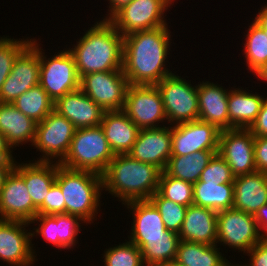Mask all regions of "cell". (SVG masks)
<instances>
[{
	"label": "cell",
	"mask_w": 267,
	"mask_h": 266,
	"mask_svg": "<svg viewBox=\"0 0 267 266\" xmlns=\"http://www.w3.org/2000/svg\"><path fill=\"white\" fill-rule=\"evenodd\" d=\"M169 31L161 26L123 37L122 70L129 85H156L172 74L166 64L172 43Z\"/></svg>",
	"instance_id": "cell-1"
},
{
	"label": "cell",
	"mask_w": 267,
	"mask_h": 266,
	"mask_svg": "<svg viewBox=\"0 0 267 266\" xmlns=\"http://www.w3.org/2000/svg\"><path fill=\"white\" fill-rule=\"evenodd\" d=\"M92 26L68 49L79 78L95 72L122 70L124 36L103 18Z\"/></svg>",
	"instance_id": "cell-2"
},
{
	"label": "cell",
	"mask_w": 267,
	"mask_h": 266,
	"mask_svg": "<svg viewBox=\"0 0 267 266\" xmlns=\"http://www.w3.org/2000/svg\"><path fill=\"white\" fill-rule=\"evenodd\" d=\"M161 172L156 165L133 159L129 154L114 155L102 174L103 190L122 204L149 200L158 191Z\"/></svg>",
	"instance_id": "cell-3"
},
{
	"label": "cell",
	"mask_w": 267,
	"mask_h": 266,
	"mask_svg": "<svg viewBox=\"0 0 267 266\" xmlns=\"http://www.w3.org/2000/svg\"><path fill=\"white\" fill-rule=\"evenodd\" d=\"M55 183L63 193L65 213L79 216L86 225L94 223L101 208L102 175L69 169L57 163Z\"/></svg>",
	"instance_id": "cell-4"
},
{
	"label": "cell",
	"mask_w": 267,
	"mask_h": 266,
	"mask_svg": "<svg viewBox=\"0 0 267 266\" xmlns=\"http://www.w3.org/2000/svg\"><path fill=\"white\" fill-rule=\"evenodd\" d=\"M114 158L102 127L76 129L69 150L60 165L102 175Z\"/></svg>",
	"instance_id": "cell-5"
},
{
	"label": "cell",
	"mask_w": 267,
	"mask_h": 266,
	"mask_svg": "<svg viewBox=\"0 0 267 266\" xmlns=\"http://www.w3.org/2000/svg\"><path fill=\"white\" fill-rule=\"evenodd\" d=\"M195 85L178 76L176 72L156 84L162 95L167 123L170 126L198 120V89L197 84Z\"/></svg>",
	"instance_id": "cell-6"
},
{
	"label": "cell",
	"mask_w": 267,
	"mask_h": 266,
	"mask_svg": "<svg viewBox=\"0 0 267 266\" xmlns=\"http://www.w3.org/2000/svg\"><path fill=\"white\" fill-rule=\"evenodd\" d=\"M39 44L40 78L39 85L55 102L65 94L80 88L75 60L68 48L59 50L47 58Z\"/></svg>",
	"instance_id": "cell-7"
},
{
	"label": "cell",
	"mask_w": 267,
	"mask_h": 266,
	"mask_svg": "<svg viewBox=\"0 0 267 266\" xmlns=\"http://www.w3.org/2000/svg\"><path fill=\"white\" fill-rule=\"evenodd\" d=\"M175 0H133L117 10L108 21L123 36L135 31L168 26L165 12Z\"/></svg>",
	"instance_id": "cell-8"
},
{
	"label": "cell",
	"mask_w": 267,
	"mask_h": 266,
	"mask_svg": "<svg viewBox=\"0 0 267 266\" xmlns=\"http://www.w3.org/2000/svg\"><path fill=\"white\" fill-rule=\"evenodd\" d=\"M75 130L68 119L53 110L44 120L36 124L32 146L37 148L42 156L40 155V159L37 158L35 161L60 163L69 150Z\"/></svg>",
	"instance_id": "cell-9"
},
{
	"label": "cell",
	"mask_w": 267,
	"mask_h": 266,
	"mask_svg": "<svg viewBox=\"0 0 267 266\" xmlns=\"http://www.w3.org/2000/svg\"><path fill=\"white\" fill-rule=\"evenodd\" d=\"M122 111L140 130L159 128L167 122L162 95L156 85H129ZM160 122L164 125H158Z\"/></svg>",
	"instance_id": "cell-10"
},
{
	"label": "cell",
	"mask_w": 267,
	"mask_h": 266,
	"mask_svg": "<svg viewBox=\"0 0 267 266\" xmlns=\"http://www.w3.org/2000/svg\"><path fill=\"white\" fill-rule=\"evenodd\" d=\"M262 238L254 215L235 208L217 212V243L223 247L246 254Z\"/></svg>",
	"instance_id": "cell-11"
},
{
	"label": "cell",
	"mask_w": 267,
	"mask_h": 266,
	"mask_svg": "<svg viewBox=\"0 0 267 266\" xmlns=\"http://www.w3.org/2000/svg\"><path fill=\"white\" fill-rule=\"evenodd\" d=\"M128 86L123 70L95 72L80 78V89L104 111L123 110Z\"/></svg>",
	"instance_id": "cell-12"
},
{
	"label": "cell",
	"mask_w": 267,
	"mask_h": 266,
	"mask_svg": "<svg viewBox=\"0 0 267 266\" xmlns=\"http://www.w3.org/2000/svg\"><path fill=\"white\" fill-rule=\"evenodd\" d=\"M35 38L17 56L0 90V103H13L28 89L39 84V42Z\"/></svg>",
	"instance_id": "cell-13"
},
{
	"label": "cell",
	"mask_w": 267,
	"mask_h": 266,
	"mask_svg": "<svg viewBox=\"0 0 267 266\" xmlns=\"http://www.w3.org/2000/svg\"><path fill=\"white\" fill-rule=\"evenodd\" d=\"M254 139L255 136L248 128L220 131L218 154L227 162L235 177L257 172Z\"/></svg>",
	"instance_id": "cell-14"
},
{
	"label": "cell",
	"mask_w": 267,
	"mask_h": 266,
	"mask_svg": "<svg viewBox=\"0 0 267 266\" xmlns=\"http://www.w3.org/2000/svg\"><path fill=\"white\" fill-rule=\"evenodd\" d=\"M24 221L0 219V261L9 266H34L36 251ZM36 255V256H35Z\"/></svg>",
	"instance_id": "cell-15"
},
{
	"label": "cell",
	"mask_w": 267,
	"mask_h": 266,
	"mask_svg": "<svg viewBox=\"0 0 267 266\" xmlns=\"http://www.w3.org/2000/svg\"><path fill=\"white\" fill-rule=\"evenodd\" d=\"M219 134L215 125L201 120L173 125L171 156L218 151Z\"/></svg>",
	"instance_id": "cell-16"
},
{
	"label": "cell",
	"mask_w": 267,
	"mask_h": 266,
	"mask_svg": "<svg viewBox=\"0 0 267 266\" xmlns=\"http://www.w3.org/2000/svg\"><path fill=\"white\" fill-rule=\"evenodd\" d=\"M38 226L31 230L32 239L40 235L49 244H53L60 249H71L76 247L78 243L77 236L81 231L80 227L86 223L79 216L61 213L53 215H37L29 224H36ZM38 234V235H36ZM77 241V242H76Z\"/></svg>",
	"instance_id": "cell-17"
},
{
	"label": "cell",
	"mask_w": 267,
	"mask_h": 266,
	"mask_svg": "<svg viewBox=\"0 0 267 266\" xmlns=\"http://www.w3.org/2000/svg\"><path fill=\"white\" fill-rule=\"evenodd\" d=\"M37 215L24 179L12 169L0 189V219L30 223Z\"/></svg>",
	"instance_id": "cell-18"
},
{
	"label": "cell",
	"mask_w": 267,
	"mask_h": 266,
	"mask_svg": "<svg viewBox=\"0 0 267 266\" xmlns=\"http://www.w3.org/2000/svg\"><path fill=\"white\" fill-rule=\"evenodd\" d=\"M172 149V126L141 129L128 153L133 159L165 170Z\"/></svg>",
	"instance_id": "cell-19"
},
{
	"label": "cell",
	"mask_w": 267,
	"mask_h": 266,
	"mask_svg": "<svg viewBox=\"0 0 267 266\" xmlns=\"http://www.w3.org/2000/svg\"><path fill=\"white\" fill-rule=\"evenodd\" d=\"M54 110L68 119L75 129L99 126L105 113L80 88L57 99Z\"/></svg>",
	"instance_id": "cell-20"
},
{
	"label": "cell",
	"mask_w": 267,
	"mask_h": 266,
	"mask_svg": "<svg viewBox=\"0 0 267 266\" xmlns=\"http://www.w3.org/2000/svg\"><path fill=\"white\" fill-rule=\"evenodd\" d=\"M199 117L198 120L215 125L220 131L229 129L228 94L218 83L198 82Z\"/></svg>",
	"instance_id": "cell-21"
},
{
	"label": "cell",
	"mask_w": 267,
	"mask_h": 266,
	"mask_svg": "<svg viewBox=\"0 0 267 266\" xmlns=\"http://www.w3.org/2000/svg\"><path fill=\"white\" fill-rule=\"evenodd\" d=\"M132 211L130 242L140 248L145 237L166 236V228L161 214L149 200L131 201L123 204Z\"/></svg>",
	"instance_id": "cell-22"
},
{
	"label": "cell",
	"mask_w": 267,
	"mask_h": 266,
	"mask_svg": "<svg viewBox=\"0 0 267 266\" xmlns=\"http://www.w3.org/2000/svg\"><path fill=\"white\" fill-rule=\"evenodd\" d=\"M178 235L180 240L217 244V212L196 205L188 206Z\"/></svg>",
	"instance_id": "cell-23"
},
{
	"label": "cell",
	"mask_w": 267,
	"mask_h": 266,
	"mask_svg": "<svg viewBox=\"0 0 267 266\" xmlns=\"http://www.w3.org/2000/svg\"><path fill=\"white\" fill-rule=\"evenodd\" d=\"M232 208L255 215L267 203V173L254 172L234 178Z\"/></svg>",
	"instance_id": "cell-24"
},
{
	"label": "cell",
	"mask_w": 267,
	"mask_h": 266,
	"mask_svg": "<svg viewBox=\"0 0 267 266\" xmlns=\"http://www.w3.org/2000/svg\"><path fill=\"white\" fill-rule=\"evenodd\" d=\"M17 163L14 170L24 179L33 205L38 209L44 202L51 186L56 182V162Z\"/></svg>",
	"instance_id": "cell-25"
},
{
	"label": "cell",
	"mask_w": 267,
	"mask_h": 266,
	"mask_svg": "<svg viewBox=\"0 0 267 266\" xmlns=\"http://www.w3.org/2000/svg\"><path fill=\"white\" fill-rule=\"evenodd\" d=\"M100 126L114 155L128 154L140 129L121 111H105Z\"/></svg>",
	"instance_id": "cell-26"
},
{
	"label": "cell",
	"mask_w": 267,
	"mask_h": 266,
	"mask_svg": "<svg viewBox=\"0 0 267 266\" xmlns=\"http://www.w3.org/2000/svg\"><path fill=\"white\" fill-rule=\"evenodd\" d=\"M36 122L19 111L12 103H0V133L16 148L35 140Z\"/></svg>",
	"instance_id": "cell-27"
},
{
	"label": "cell",
	"mask_w": 267,
	"mask_h": 266,
	"mask_svg": "<svg viewBox=\"0 0 267 266\" xmlns=\"http://www.w3.org/2000/svg\"><path fill=\"white\" fill-rule=\"evenodd\" d=\"M265 98L262 95L231 87L228 94L229 129L249 128L260 112Z\"/></svg>",
	"instance_id": "cell-28"
},
{
	"label": "cell",
	"mask_w": 267,
	"mask_h": 266,
	"mask_svg": "<svg viewBox=\"0 0 267 266\" xmlns=\"http://www.w3.org/2000/svg\"><path fill=\"white\" fill-rule=\"evenodd\" d=\"M175 262L181 266H234L220 252L217 244L206 245L180 240Z\"/></svg>",
	"instance_id": "cell-29"
},
{
	"label": "cell",
	"mask_w": 267,
	"mask_h": 266,
	"mask_svg": "<svg viewBox=\"0 0 267 266\" xmlns=\"http://www.w3.org/2000/svg\"><path fill=\"white\" fill-rule=\"evenodd\" d=\"M215 153L218 151H198L185 156H170L164 171L171 177L195 184Z\"/></svg>",
	"instance_id": "cell-30"
},
{
	"label": "cell",
	"mask_w": 267,
	"mask_h": 266,
	"mask_svg": "<svg viewBox=\"0 0 267 266\" xmlns=\"http://www.w3.org/2000/svg\"><path fill=\"white\" fill-rule=\"evenodd\" d=\"M193 205L220 212L232 208L233 184L196 182L193 184Z\"/></svg>",
	"instance_id": "cell-31"
},
{
	"label": "cell",
	"mask_w": 267,
	"mask_h": 266,
	"mask_svg": "<svg viewBox=\"0 0 267 266\" xmlns=\"http://www.w3.org/2000/svg\"><path fill=\"white\" fill-rule=\"evenodd\" d=\"M179 235L166 230V236L145 237V243L140 247L145 266H157L175 261Z\"/></svg>",
	"instance_id": "cell-32"
},
{
	"label": "cell",
	"mask_w": 267,
	"mask_h": 266,
	"mask_svg": "<svg viewBox=\"0 0 267 266\" xmlns=\"http://www.w3.org/2000/svg\"><path fill=\"white\" fill-rule=\"evenodd\" d=\"M12 104L36 123L54 110V101L39 84L25 91Z\"/></svg>",
	"instance_id": "cell-33"
},
{
	"label": "cell",
	"mask_w": 267,
	"mask_h": 266,
	"mask_svg": "<svg viewBox=\"0 0 267 266\" xmlns=\"http://www.w3.org/2000/svg\"><path fill=\"white\" fill-rule=\"evenodd\" d=\"M247 29L243 54L248 71L254 73L267 62V32L254 20Z\"/></svg>",
	"instance_id": "cell-34"
},
{
	"label": "cell",
	"mask_w": 267,
	"mask_h": 266,
	"mask_svg": "<svg viewBox=\"0 0 267 266\" xmlns=\"http://www.w3.org/2000/svg\"><path fill=\"white\" fill-rule=\"evenodd\" d=\"M158 192L166 199L186 207L193 205V184L161 172Z\"/></svg>",
	"instance_id": "cell-35"
},
{
	"label": "cell",
	"mask_w": 267,
	"mask_h": 266,
	"mask_svg": "<svg viewBox=\"0 0 267 266\" xmlns=\"http://www.w3.org/2000/svg\"><path fill=\"white\" fill-rule=\"evenodd\" d=\"M149 201L161 214L165 228L179 234L187 207L164 198L158 191L149 198Z\"/></svg>",
	"instance_id": "cell-36"
},
{
	"label": "cell",
	"mask_w": 267,
	"mask_h": 266,
	"mask_svg": "<svg viewBox=\"0 0 267 266\" xmlns=\"http://www.w3.org/2000/svg\"><path fill=\"white\" fill-rule=\"evenodd\" d=\"M104 251L105 266H145L140 248L129 240Z\"/></svg>",
	"instance_id": "cell-37"
},
{
	"label": "cell",
	"mask_w": 267,
	"mask_h": 266,
	"mask_svg": "<svg viewBox=\"0 0 267 266\" xmlns=\"http://www.w3.org/2000/svg\"><path fill=\"white\" fill-rule=\"evenodd\" d=\"M0 37V90L9 76L17 56L31 43L32 39Z\"/></svg>",
	"instance_id": "cell-38"
},
{
	"label": "cell",
	"mask_w": 267,
	"mask_h": 266,
	"mask_svg": "<svg viewBox=\"0 0 267 266\" xmlns=\"http://www.w3.org/2000/svg\"><path fill=\"white\" fill-rule=\"evenodd\" d=\"M234 178L227 162L218 153H215L197 182L217 183V185L233 184Z\"/></svg>",
	"instance_id": "cell-39"
},
{
	"label": "cell",
	"mask_w": 267,
	"mask_h": 266,
	"mask_svg": "<svg viewBox=\"0 0 267 266\" xmlns=\"http://www.w3.org/2000/svg\"><path fill=\"white\" fill-rule=\"evenodd\" d=\"M65 213V200L61 188L54 183L48 191L43 204L38 208V215Z\"/></svg>",
	"instance_id": "cell-40"
},
{
	"label": "cell",
	"mask_w": 267,
	"mask_h": 266,
	"mask_svg": "<svg viewBox=\"0 0 267 266\" xmlns=\"http://www.w3.org/2000/svg\"><path fill=\"white\" fill-rule=\"evenodd\" d=\"M246 253L250 257L249 262L245 265L234 264V266H267V237H263L258 244Z\"/></svg>",
	"instance_id": "cell-41"
},
{
	"label": "cell",
	"mask_w": 267,
	"mask_h": 266,
	"mask_svg": "<svg viewBox=\"0 0 267 266\" xmlns=\"http://www.w3.org/2000/svg\"><path fill=\"white\" fill-rule=\"evenodd\" d=\"M254 156L257 172L267 173V137H255Z\"/></svg>",
	"instance_id": "cell-42"
},
{
	"label": "cell",
	"mask_w": 267,
	"mask_h": 266,
	"mask_svg": "<svg viewBox=\"0 0 267 266\" xmlns=\"http://www.w3.org/2000/svg\"><path fill=\"white\" fill-rule=\"evenodd\" d=\"M248 129L255 137H267V97L262 103L258 116Z\"/></svg>",
	"instance_id": "cell-43"
},
{
	"label": "cell",
	"mask_w": 267,
	"mask_h": 266,
	"mask_svg": "<svg viewBox=\"0 0 267 266\" xmlns=\"http://www.w3.org/2000/svg\"><path fill=\"white\" fill-rule=\"evenodd\" d=\"M254 218L261 235L267 237V203L257 210Z\"/></svg>",
	"instance_id": "cell-44"
},
{
	"label": "cell",
	"mask_w": 267,
	"mask_h": 266,
	"mask_svg": "<svg viewBox=\"0 0 267 266\" xmlns=\"http://www.w3.org/2000/svg\"><path fill=\"white\" fill-rule=\"evenodd\" d=\"M13 148L7 143L6 137L0 133V161L16 162Z\"/></svg>",
	"instance_id": "cell-45"
},
{
	"label": "cell",
	"mask_w": 267,
	"mask_h": 266,
	"mask_svg": "<svg viewBox=\"0 0 267 266\" xmlns=\"http://www.w3.org/2000/svg\"><path fill=\"white\" fill-rule=\"evenodd\" d=\"M109 1L108 14H105L104 20H108L117 10H119L124 5L132 2L133 0H107Z\"/></svg>",
	"instance_id": "cell-46"
},
{
	"label": "cell",
	"mask_w": 267,
	"mask_h": 266,
	"mask_svg": "<svg viewBox=\"0 0 267 266\" xmlns=\"http://www.w3.org/2000/svg\"><path fill=\"white\" fill-rule=\"evenodd\" d=\"M15 164L16 162L0 161V189L3 186L6 176L11 172Z\"/></svg>",
	"instance_id": "cell-47"
},
{
	"label": "cell",
	"mask_w": 267,
	"mask_h": 266,
	"mask_svg": "<svg viewBox=\"0 0 267 266\" xmlns=\"http://www.w3.org/2000/svg\"><path fill=\"white\" fill-rule=\"evenodd\" d=\"M256 15L253 20L267 32V5L262 7Z\"/></svg>",
	"instance_id": "cell-48"
},
{
	"label": "cell",
	"mask_w": 267,
	"mask_h": 266,
	"mask_svg": "<svg viewBox=\"0 0 267 266\" xmlns=\"http://www.w3.org/2000/svg\"><path fill=\"white\" fill-rule=\"evenodd\" d=\"M259 79L267 82V62L254 72Z\"/></svg>",
	"instance_id": "cell-49"
},
{
	"label": "cell",
	"mask_w": 267,
	"mask_h": 266,
	"mask_svg": "<svg viewBox=\"0 0 267 266\" xmlns=\"http://www.w3.org/2000/svg\"><path fill=\"white\" fill-rule=\"evenodd\" d=\"M157 266H181V265H179L175 261H173V262H169V263H165V264H160Z\"/></svg>",
	"instance_id": "cell-50"
}]
</instances>
